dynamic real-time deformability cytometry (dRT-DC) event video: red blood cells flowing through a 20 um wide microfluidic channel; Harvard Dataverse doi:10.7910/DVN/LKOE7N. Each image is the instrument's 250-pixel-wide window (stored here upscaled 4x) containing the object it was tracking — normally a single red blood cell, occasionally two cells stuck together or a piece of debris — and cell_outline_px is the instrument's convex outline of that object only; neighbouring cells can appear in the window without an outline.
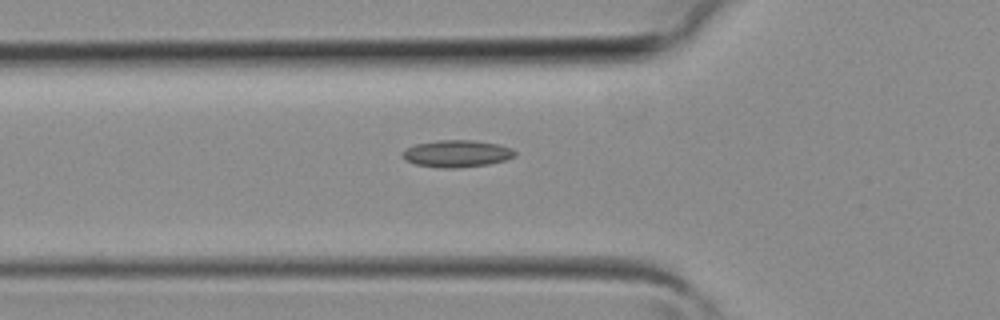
{"species": "common noctule bat (a hibernating species)", "species_latin": "Nyctalus noctula", "temperature_condition": "room temperature", "stored_images_in_passage": 28, "camera_frame_rate_fps": 3000, "um_per_image_px": 0.085, "animal": {"sex": "female", "body_mass_g": 19.3, "forearm_length_mm": 54.1}, "frame": {"image": 1, "passage_image": 4, "time_ms": 1.0, "image_size_px": [1000, 320], "cell_outline_px": [[516, 156], [508, 160], [488, 164], [456, 168], [440, 168], [416, 164], [404, 160], [400, 156], [400, 152], [404, 148], [416, 144], [440, 140], [472, 140], [500, 144], [512, 148], [516, 152]], "centroid_in_image_um": [38.82, 13.06], "position_along_channel_um": 87.0, "area_um2": 18.03}}
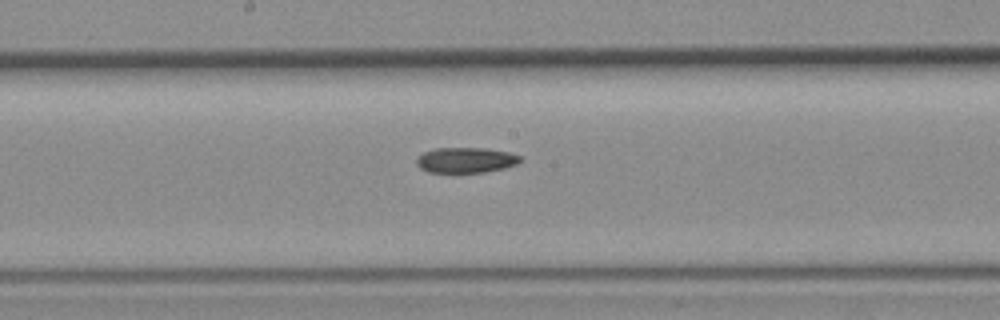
{"frame": {"image": 2, "passage_image": 11, "time_ms": 3.333, "image_size_px": [1000, 320], "cell_outline_px": [[524, 160], [516, 164], [504, 168], [484, 172], [428, 172], [420, 168], [416, 164], [416, 160], [424, 152], [436, 148], [484, 148], [508, 152], [520, 156]], "centroid_in_image_um": [39.61, 13.61], "position_along_channel_um": 208.6, "area_um2": 15.26}}
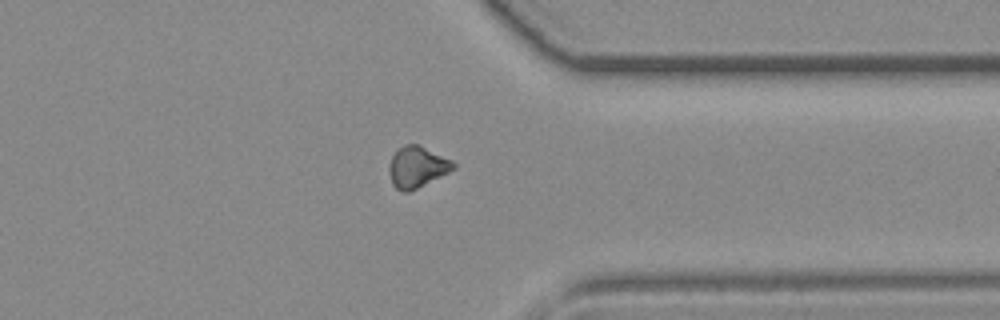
{"frame": {"image": 3, "passage_image": 21, "time_ms": 6.667, "image_size_px": [1000, 320], "cell_outline_px": [[456, 168], [408, 192], [404, 192], [396, 188], [392, 184], [388, 172], [388, 168], [392, 156], [396, 148], [404, 144], [420, 144], [452, 160], [456, 164]], "centroid_in_image_um": [35.43, 14.16], "position_along_channel_um": 376.0, "area_um2": 15.49}}